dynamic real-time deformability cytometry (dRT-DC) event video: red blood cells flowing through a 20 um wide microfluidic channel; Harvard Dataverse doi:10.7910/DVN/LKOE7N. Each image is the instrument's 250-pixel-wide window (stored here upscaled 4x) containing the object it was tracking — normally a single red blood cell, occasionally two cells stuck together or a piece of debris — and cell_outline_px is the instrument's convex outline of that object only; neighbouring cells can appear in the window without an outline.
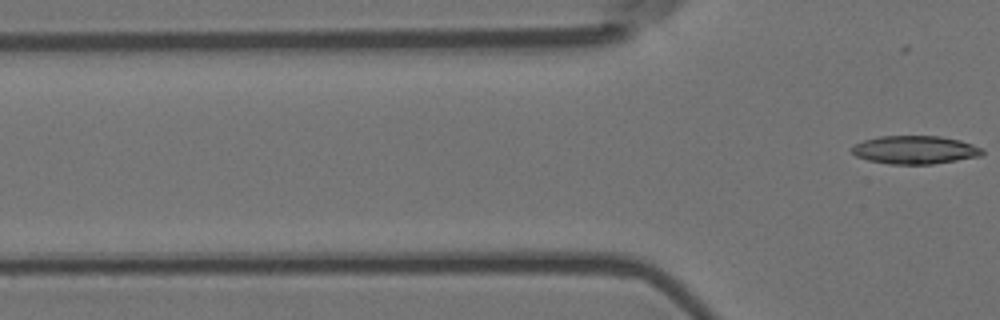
{"species": "Egyptian fruit bat (a non-hibernating species)", "species_latin": "Rousettus aegyptiacus", "temperature_condition": "room temperature", "stored_images_in_passage": 4, "camera_frame_rate_fps": 3000, "um_per_image_px": 0.085, "animal": {"sex": "female"}, "frame": {"image": 1, "passage_image": 4, "time_ms": 1.0, "image_size_px": [1000, 320], "cell_outline_px": [[984, 152], [980, 156], [932, 164], [888, 164], [868, 160], [856, 156], [852, 152], [852, 148], [856, 144], [864, 140], [880, 136], [940, 136], [960, 140], [984, 148]], "centroid_in_image_um": [77.79, 12.73], "position_along_channel_um": 48.0, "area_um2": 21.39}}